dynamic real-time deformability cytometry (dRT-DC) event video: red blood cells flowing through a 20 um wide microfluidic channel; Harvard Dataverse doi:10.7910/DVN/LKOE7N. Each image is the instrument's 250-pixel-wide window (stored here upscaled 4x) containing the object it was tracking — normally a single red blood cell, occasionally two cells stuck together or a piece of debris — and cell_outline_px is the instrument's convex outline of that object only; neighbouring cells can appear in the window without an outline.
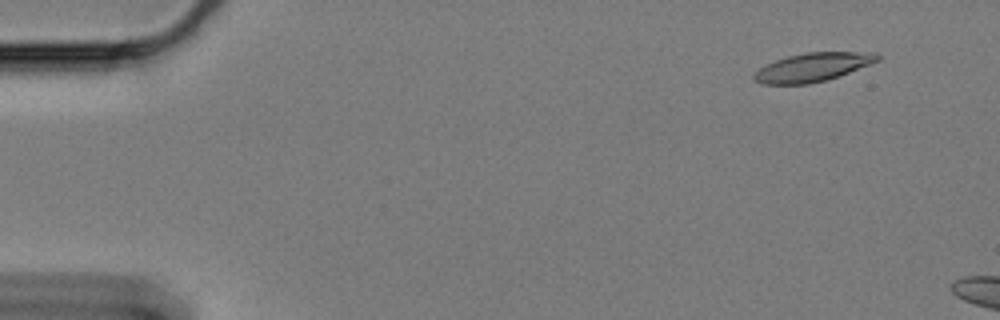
{"species": "Egyptian fruit bat (a non-hibernating species)", "species_latin": "Rousettus aegyptiacus", "temperature_condition": "cold", "stored_images_in_passage": 10, "camera_frame_rate_fps": 3000, "um_per_image_px": 0.085, "animal": {"sex": "female"}, "frame": {"image": 1, "passage_image": 5, "time_ms": 1.333, "image_size_px": [1000, 320], "cell_outline_px": [[880, 60], [828, 80], [808, 84], [760, 84], [752, 80], [752, 76], [764, 64], [788, 56], [808, 52], [876, 52], [880, 56]], "centroid_in_image_um": [69.05, 5.72], "position_along_channel_um": 15.9, "area_um2": 20.63}}